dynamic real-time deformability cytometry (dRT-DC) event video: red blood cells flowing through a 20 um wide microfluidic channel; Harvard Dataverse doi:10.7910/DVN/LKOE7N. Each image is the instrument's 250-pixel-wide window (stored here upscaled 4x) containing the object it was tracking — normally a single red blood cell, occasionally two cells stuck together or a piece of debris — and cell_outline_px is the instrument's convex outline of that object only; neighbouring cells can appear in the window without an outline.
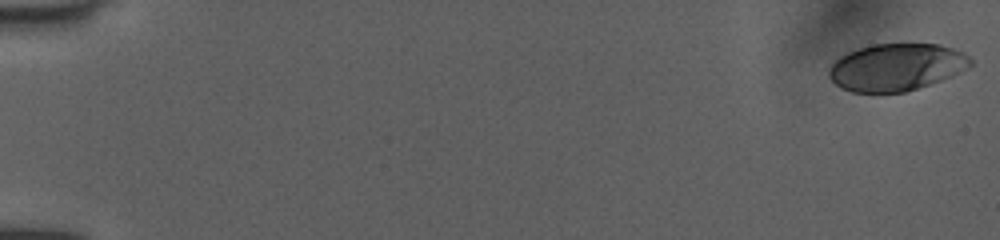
{"species": "human", "species_latin": "Homo sapiens", "temperature_condition": "room temperature", "stored_images_in_passage": 52, "camera_frame_rate_fps": 3000, "um_per_image_px": 0.085, "donor": {"sex": "female"}, "frame": {"image": 1, "passage_image": 1, "time_ms": 0.0, "image_size_px": [1000, 240], "cell_outline_px": [[972, 64], [968, 68], [952, 76], [904, 92], [852, 92], [840, 88], [828, 76], [828, 68], [840, 56], [848, 52], [872, 44], [940, 44], [964, 52], [972, 60]], "centroid_in_image_um": [76.19, 5.7], "position_along_channel_um": 8.8, "area_um2": 38.84}}
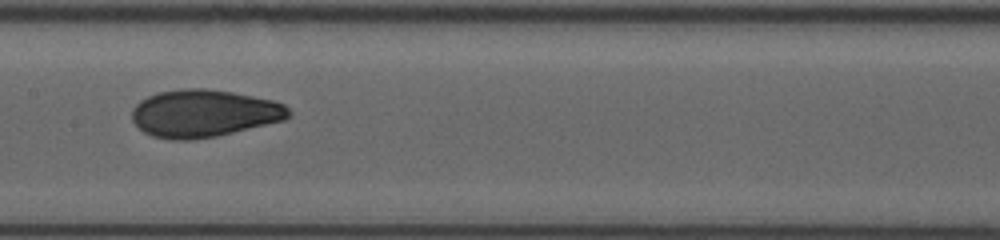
{"frame": {"image": 2, "passage_image": 28, "time_ms": 9.0, "image_size_px": [1000, 240], "cell_outline_px": [[292, 116], [284, 120], [216, 136], [192, 140], [172, 140], [152, 136], [144, 132], [132, 120], [132, 108], [140, 100], [156, 92], [184, 88], [204, 88], [232, 92], [272, 100], [284, 104], [292, 112]], "centroid_in_image_um": [17.32, 9.63], "position_along_channel_um": 190.1, "area_um2": 43.41}}
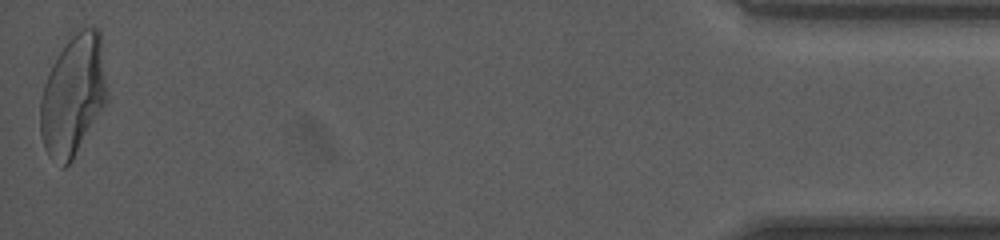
{"frame": {"image": 3, "passage_image": 52, "time_ms": 17.0, "image_size_px": [1000, 240], "cell_outline_px": [[108, 100], [72, 160], [64, 168], [60, 168], [48, 156], [44, 148], [40, 132], [40, 96], [44, 84], [52, 64], [56, 56], [68, 40], [80, 28], [96, 28], [100, 32]], "centroid_in_image_um": [6.19, 8.14], "position_along_channel_um": 429.0, "area_um2": 46.99}, "authors_computed_cell_mechanics": {"area_um2": 42.2518, "velocity_mm_per_s": 4.0276, "shape_relaxation_time_tau1_ms": 5.6194, "shape_relaxation_time_tau2_ms": 1.2459, "deformation_change_tau1": 0.1943, "deformation_change_tau2": 0.0627}}